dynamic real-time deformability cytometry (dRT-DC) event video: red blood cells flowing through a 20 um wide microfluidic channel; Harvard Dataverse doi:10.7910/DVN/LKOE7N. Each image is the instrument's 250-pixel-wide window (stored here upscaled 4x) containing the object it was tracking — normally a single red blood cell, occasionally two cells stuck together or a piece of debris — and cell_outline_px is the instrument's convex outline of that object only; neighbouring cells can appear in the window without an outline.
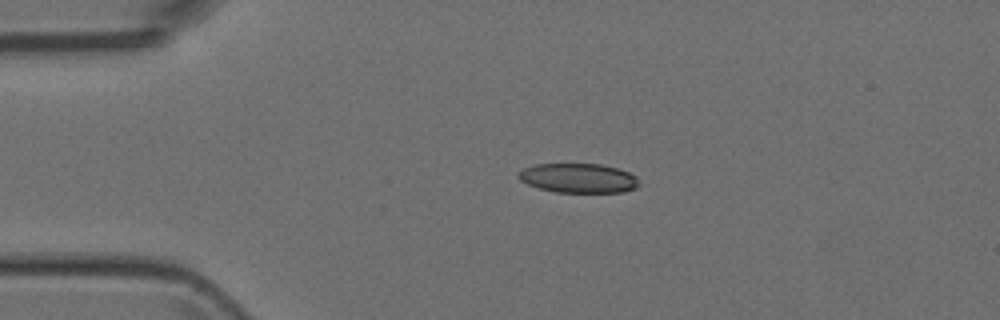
{"species": "Egyptian fruit bat (a non-hibernating species)", "species_latin": "Rousettus aegyptiacus", "temperature_condition": "room temperature", "stored_images_in_passage": 7, "camera_frame_rate_fps": 3000, "um_per_image_px": 0.085, "animal": {"sex": "female"}, "frame": {"image": 1, "passage_image": 1, "time_ms": 0.0, "image_size_px": [1000, 320], "cell_outline_px": [[640, 184], [636, 188], [624, 192], [556, 192], [540, 188], [528, 184], [520, 180], [516, 176], [524, 168], [536, 164], [600, 164], [616, 168], [628, 172], [636, 176]], "centroid_in_image_um": [49.18, 15.14], "position_along_channel_um": 35.8, "area_um2": 20.58}}
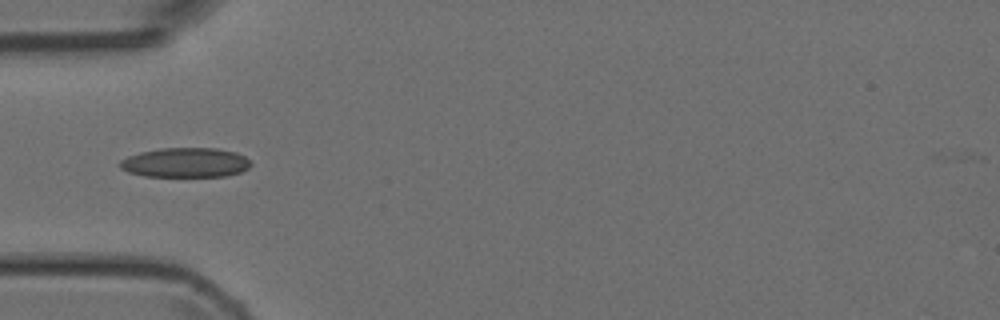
{"frame": {"image": 2, "passage_image": 6, "time_ms": 1.667, "image_size_px": [1000, 320], "cell_outline_px": [[252, 164], [248, 168], [240, 172], [224, 176], [144, 176], [128, 172], [120, 168], [120, 160], [128, 156], [140, 152], [160, 148], [216, 148], [236, 152], [244, 156]], "centroid_in_image_um": [15.75, 13.81], "position_along_channel_um": 69.3, "area_um2": 22.54}}